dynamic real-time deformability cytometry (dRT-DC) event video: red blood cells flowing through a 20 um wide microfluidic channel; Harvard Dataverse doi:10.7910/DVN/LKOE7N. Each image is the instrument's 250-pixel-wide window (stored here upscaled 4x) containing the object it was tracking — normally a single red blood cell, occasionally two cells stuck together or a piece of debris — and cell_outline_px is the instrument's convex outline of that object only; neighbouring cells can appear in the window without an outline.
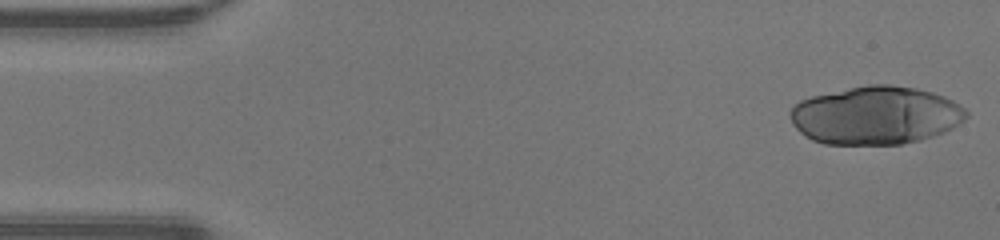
{"species": "human", "species_latin": "Homo sapiens", "temperature_condition": "warm", "stored_images_in_passage": 35, "camera_frame_rate_fps": 3000, "um_per_image_px": 0.085, "donor": {"sex": "male"}, "frame": {"image": 1, "passage_image": 1, "time_ms": 0.0, "image_size_px": [1000, 240], "cell_outline_px": [[968, 116], [964, 120], [952, 128], [944, 132], [920, 140], [900, 144], [824, 144], [812, 140], [804, 136], [792, 124], [788, 112], [800, 100], [812, 96], [868, 84], [888, 84], [916, 88], [932, 92], [944, 96], [952, 100], [964, 108], [968, 112]], "centroid_in_image_um": [74.42, 9.8], "position_along_channel_um": 10.6, "area_um2": 59.77}}
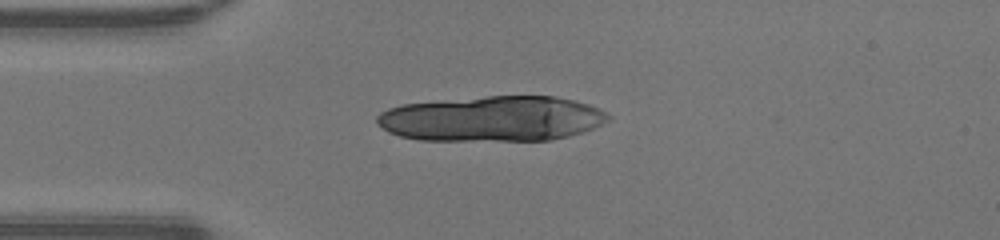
{"frame": {"image": 2, "passage_image": 11, "time_ms": 3.333, "image_size_px": [1000, 240], "cell_outline_px": [[612, 116], [608, 120], [584, 132], [552, 140], [420, 140], [400, 136], [388, 132], [376, 124], [376, 116], [380, 112], [388, 108], [404, 104], [488, 96], [556, 96], [588, 104], [600, 108], [608, 112]], "centroid_in_image_um": [41.85, 10.09], "position_along_channel_um": 43.2, "area_um2": 61.15}}